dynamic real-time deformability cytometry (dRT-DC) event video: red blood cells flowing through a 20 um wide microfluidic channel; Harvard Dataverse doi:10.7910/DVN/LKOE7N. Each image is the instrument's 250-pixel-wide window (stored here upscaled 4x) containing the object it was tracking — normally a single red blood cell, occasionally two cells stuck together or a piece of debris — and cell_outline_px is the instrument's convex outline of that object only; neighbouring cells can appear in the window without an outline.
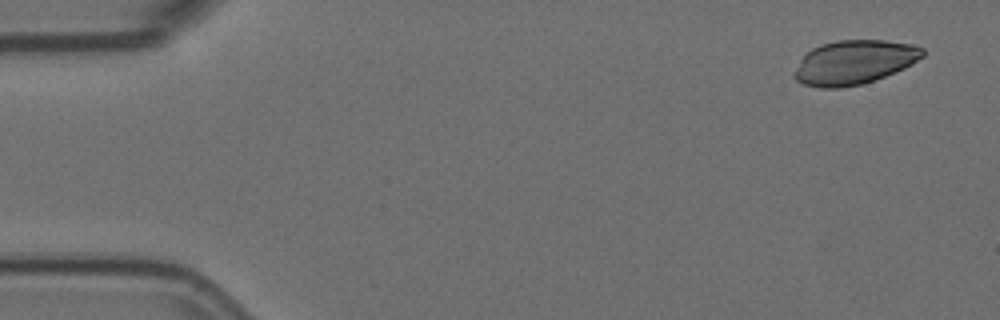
{"species": "Egyptian fruit bat (a non-hibernating species)", "species_latin": "Rousettus aegyptiacus", "temperature_condition": "room temperature", "stored_images_in_passage": 4, "camera_frame_rate_fps": 3000, "um_per_image_px": 0.085, "animal": {"sex": "female"}, "frame": {"image": 1, "passage_image": 1, "time_ms": 0.0, "image_size_px": [1000, 320], "cell_outline_px": [[924, 56], [912, 64], [904, 68], [884, 76], [860, 84], [840, 88], [820, 88], [804, 84], [796, 80], [796, 68], [800, 60], [812, 48], [820, 44], [836, 40], [884, 40], [912, 44], [924, 48]], "centroid_in_image_um": [72.63, 5.28], "position_along_channel_um": 12.4, "area_um2": 32.71}}